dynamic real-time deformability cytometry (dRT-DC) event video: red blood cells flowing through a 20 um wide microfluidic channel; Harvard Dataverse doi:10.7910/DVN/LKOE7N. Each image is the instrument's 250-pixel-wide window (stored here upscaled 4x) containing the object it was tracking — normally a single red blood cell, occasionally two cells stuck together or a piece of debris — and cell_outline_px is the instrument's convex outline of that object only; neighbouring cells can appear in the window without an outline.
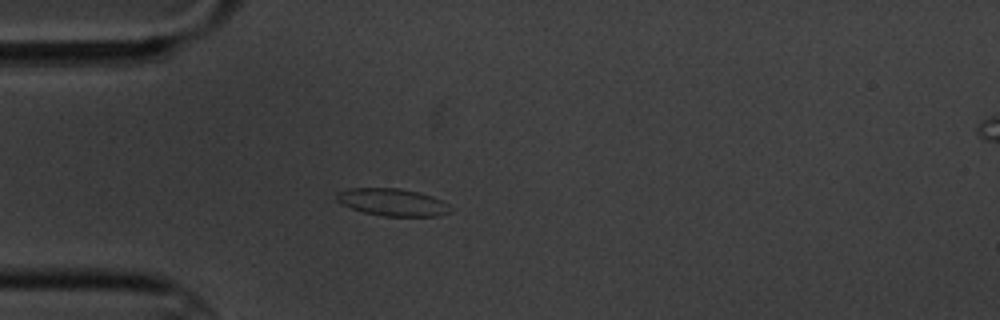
{"species": "common noctule bat (a hibernating species)", "species_latin": "Nyctalus noctula", "temperature_condition": "cold", "stored_images_in_passage": 5, "camera_frame_rate_fps": 3000, "um_per_image_px": 0.085, "animal": {"sex": "male", "body_mass_g": 20.1, "forearm_length_mm": 53.5}, "frame": {"image": 1, "passage_image": 5, "time_ms": 5.0, "image_size_px": [1000, 320], "cell_outline_px": [[452, 212], [436, 216], [384, 216], [364, 212], [352, 208], [336, 200], [336, 192], [348, 188], [400, 188], [420, 192], [432, 196], [448, 204], [452, 208]], "centroid_in_image_um": [33.38, 17.18], "position_along_channel_um": 51.6, "area_um2": 18.15}}